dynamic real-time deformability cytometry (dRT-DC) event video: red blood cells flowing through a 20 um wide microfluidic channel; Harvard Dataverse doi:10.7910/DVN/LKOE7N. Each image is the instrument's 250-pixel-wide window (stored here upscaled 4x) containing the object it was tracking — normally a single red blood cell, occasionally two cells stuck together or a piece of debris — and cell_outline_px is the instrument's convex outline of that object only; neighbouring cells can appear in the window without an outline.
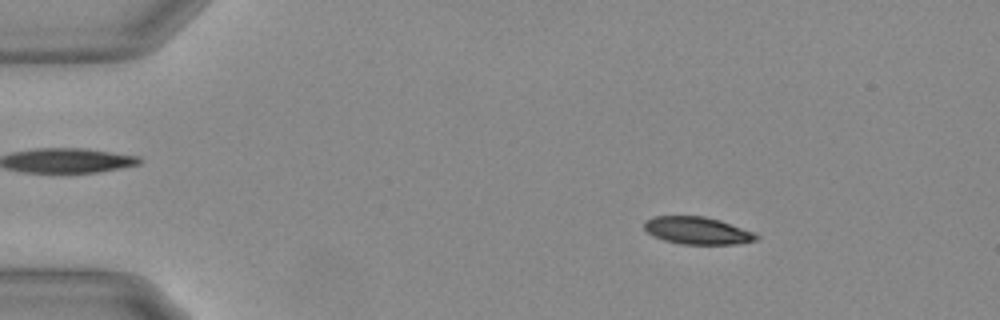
{"species": "Egyptian fruit bat (a non-hibernating species)", "species_latin": "Rousettus aegyptiacus", "temperature_condition": "warm", "stored_images_in_passage": 55, "camera_frame_rate_fps": 3000, "um_per_image_px": 0.085, "animal": {"sex": "female"}, "frame": {"image": 1, "passage_image": 8, "time_ms": 2.333, "image_size_px": [1000, 320], "cell_outline_px": [[760, 236], [756, 240], [736, 244], [680, 244], [664, 240], [648, 232], [644, 228], [644, 224], [648, 220], [656, 216], [704, 216], [720, 220], [752, 232]], "centroid_in_image_um": [59.29, 19.6], "position_along_channel_um": 25.7, "area_um2": 17.57}}
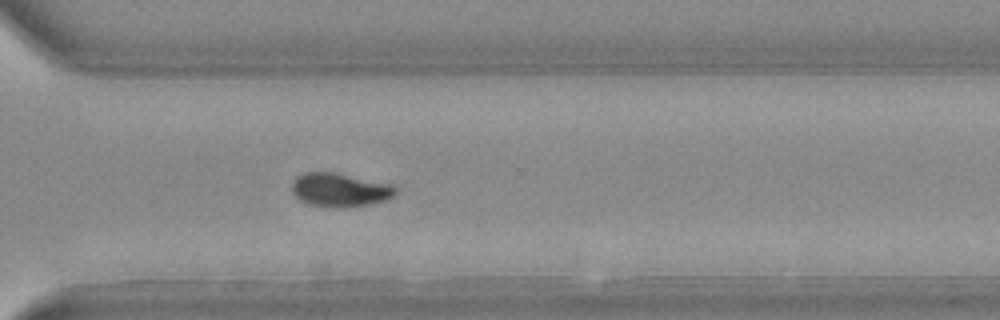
{"frame": {"image": 2, "passage_image": 40, "time_ms": 13.0, "image_size_px": [1000, 320], "cell_outline_px": [[396, 192], [392, 196], [384, 200], [372, 204], [344, 208], [332, 208], [308, 204], [300, 200], [292, 192], [292, 184], [296, 176], [304, 172], [332, 172], [392, 184], [396, 188]], "centroid_in_image_um": [28.86, 16.15], "position_along_channel_um": 341.7, "area_um2": 20.4}}
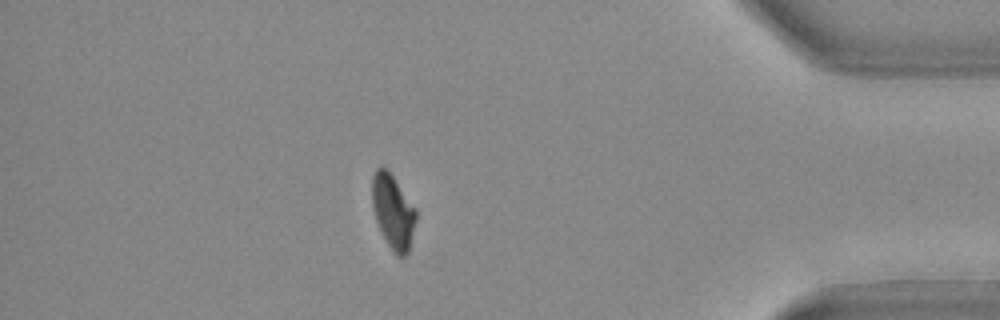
{"frame": {"image": 3, "passage_image": 48, "time_ms": 15.667, "image_size_px": [1000, 320], "cell_outline_px": [[416, 220], [408, 252], [404, 256], [396, 256], [388, 244], [376, 220], [372, 208], [372, 176], [376, 168], [380, 164], [392, 176], [416, 208]], "centroid_in_image_um": [33.39, 17.97], "position_along_channel_um": 401.8, "area_um2": 18.73}, "authors_computed_cell_mechanics": {"area_um2": 19.3052, "velocity_mm_per_s": 3.6904, "shape_relaxation_time_tau1_ms": 9.355, "shape_relaxation_time_tau2_ms": 4.2434, "deformation_change_tau1": 0.236, "deformation_change_tau2": 0.077}}